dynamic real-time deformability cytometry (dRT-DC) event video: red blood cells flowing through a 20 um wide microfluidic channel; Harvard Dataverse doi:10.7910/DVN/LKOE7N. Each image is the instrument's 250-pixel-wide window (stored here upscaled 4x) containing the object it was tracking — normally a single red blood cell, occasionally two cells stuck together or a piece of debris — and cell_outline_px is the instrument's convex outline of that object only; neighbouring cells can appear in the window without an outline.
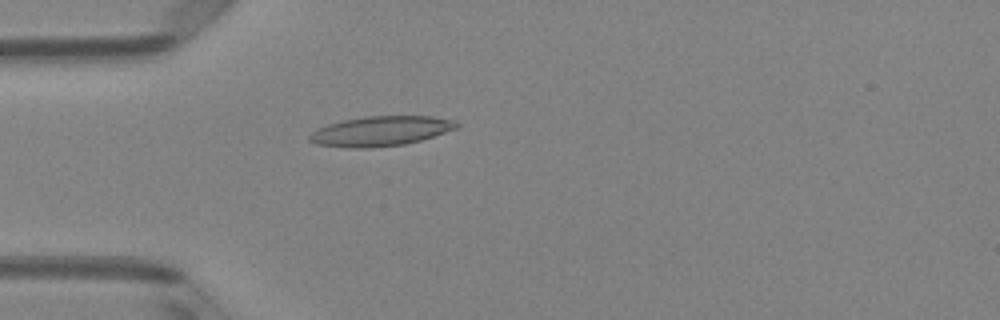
{"species": "Egyptian fruit bat (a non-hibernating species)", "species_latin": "Rousettus aegyptiacus", "temperature_condition": "room temperature", "stored_images_in_passage": 4, "camera_frame_rate_fps": 3000, "um_per_image_px": 0.085, "animal": {"sex": "female"}, "frame": {"image": 1, "passage_image": 4, "time_ms": 1.0, "image_size_px": [1000, 320], "cell_outline_px": [[460, 128], [420, 140], [404, 144], [372, 148], [348, 148], [316, 144], [308, 140], [308, 136], [316, 128], [328, 124], [344, 120], [368, 116], [432, 116], [452, 120], [460, 124]], "centroid_in_image_um": [32.35, 11.15], "position_along_channel_um": 52.7, "area_um2": 25.66}}